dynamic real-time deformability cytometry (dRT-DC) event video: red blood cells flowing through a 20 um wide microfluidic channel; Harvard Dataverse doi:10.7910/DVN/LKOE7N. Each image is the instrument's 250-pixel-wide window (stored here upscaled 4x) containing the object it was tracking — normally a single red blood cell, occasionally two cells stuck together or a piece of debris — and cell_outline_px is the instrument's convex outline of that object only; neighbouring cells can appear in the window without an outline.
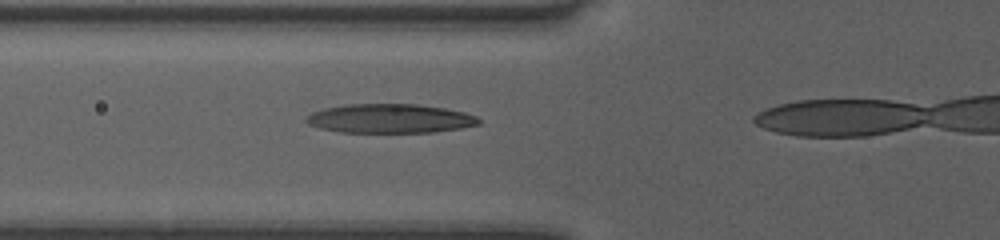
{"species": "human", "species_latin": "Homo sapiens", "temperature_condition": "room temperature", "stored_images_in_passage": 4, "camera_frame_rate_fps": 3000, "um_per_image_px": 0.085, "donor": {"sex": "female"}, "frame": {"image": 1, "passage_image": 3, "time_ms": 0.667, "image_size_px": [1000, 240], "cell_outline_px": [[480, 124], [460, 128], [432, 132], [340, 132], [320, 128], [308, 124], [304, 120], [304, 116], [312, 112], [324, 108], [344, 104], [416, 104], [444, 108], [464, 112], [476, 116], [480, 120]], "centroid_in_image_um": [33.1, 10.07], "position_along_channel_um": 92.7, "area_um2": 29.3}}